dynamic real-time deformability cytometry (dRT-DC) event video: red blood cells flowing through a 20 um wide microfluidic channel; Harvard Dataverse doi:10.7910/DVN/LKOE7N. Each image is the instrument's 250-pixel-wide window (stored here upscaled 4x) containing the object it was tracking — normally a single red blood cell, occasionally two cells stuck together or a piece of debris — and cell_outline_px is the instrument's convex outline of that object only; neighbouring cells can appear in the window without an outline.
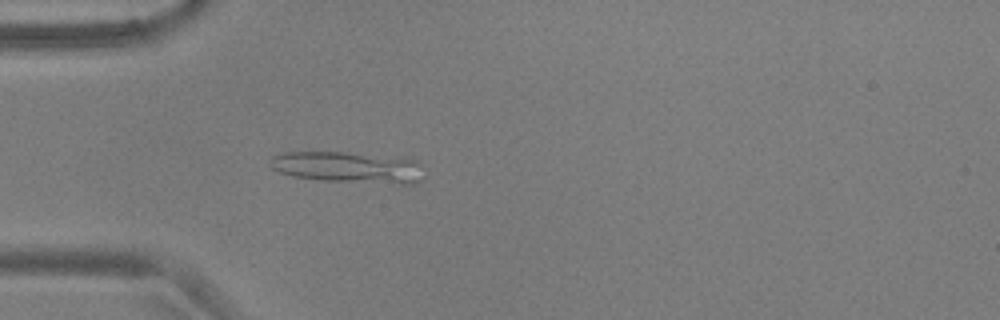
{"species": "common noctule bat (a hibernating species)", "species_latin": "Nyctalus noctula", "temperature_condition": "warm", "stored_images_in_passage": 54, "camera_frame_rate_fps": 3000, "um_per_image_px": 0.085, "animal": {"sex": "male", "body_mass_g": 17.9, "forearm_length_mm": 54.2}, "frame": {"image": 1, "passage_image": 16, "time_ms": 5.0, "image_size_px": [1000, 320], "cell_outline_px": [[420, 180], [412, 184], [400, 184], [324, 180], [292, 176], [280, 172], [272, 168], [268, 160], [272, 156], [284, 152], [344, 152], [404, 156], [416, 160]], "centroid_in_image_um": [29.55, 14.19], "position_along_channel_um": 55.4, "area_um2": 28.03}}